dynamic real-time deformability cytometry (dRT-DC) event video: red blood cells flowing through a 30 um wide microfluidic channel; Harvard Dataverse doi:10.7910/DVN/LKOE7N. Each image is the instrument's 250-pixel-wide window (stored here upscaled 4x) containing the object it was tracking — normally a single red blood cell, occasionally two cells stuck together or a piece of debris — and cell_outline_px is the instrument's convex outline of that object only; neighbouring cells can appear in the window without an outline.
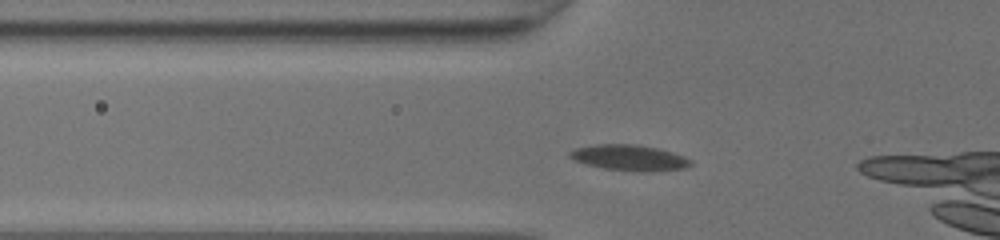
{"species": "common noctule bat (a hibernating species)", "species_latin": "Nyctalus noctula", "temperature_condition": "room temperature", "stored_images_in_passage": 41, "camera_frame_rate_fps": 3000, "um_per_image_px": 0.085, "animal": {"sex": "female", "body_mass_g": 20.0, "forearm_length_mm": 54.0}, "frame": {"image": 1, "passage_image": 8, "time_ms": 2.333, "image_size_px": [1000, 240], "cell_outline_px": [[692, 164], [684, 168], [648, 172], [640, 172], [604, 168], [588, 164], [576, 160], [568, 156], [568, 152], [576, 148], [596, 144], [636, 144], [656, 148], [672, 152], [684, 156], [692, 160]], "centroid_in_image_um": [53.52, 13.4], "position_along_channel_um": 72.3, "area_um2": 18.03}}
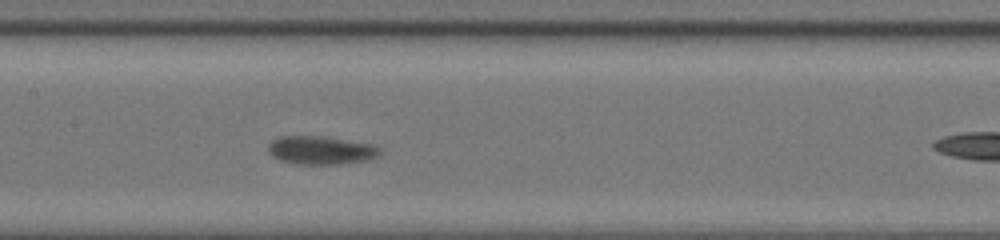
{"frame": {"image": 2, "passage_image": 16, "time_ms": 5.0, "image_size_px": [1000, 240], "cell_outline_px": [[380, 152], [376, 156], [368, 160], [340, 164], [300, 164], [280, 160], [272, 156], [268, 148], [268, 144], [276, 136], [320, 136], [372, 144], [380, 148]], "centroid_in_image_um": [27.24, 12.76], "position_along_channel_um": 180.2, "area_um2": 18.32}}
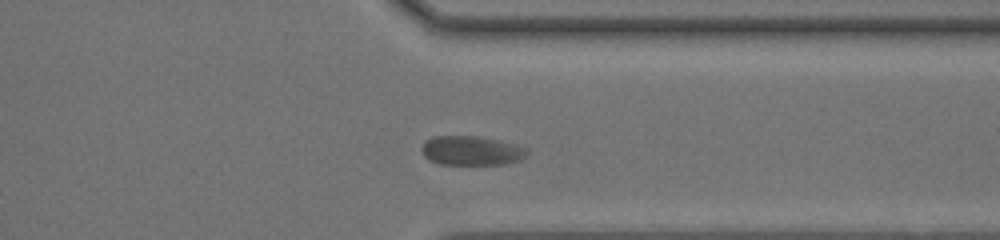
{"frame": {"image": 3, "passage_image": 30, "time_ms": 9.667, "image_size_px": [1000, 240], "cell_outline_px": [[528, 156], [520, 160], [504, 164], [440, 164], [428, 160], [424, 156], [420, 148], [432, 136], [476, 136], [516, 144], [528, 148]], "centroid_in_image_um": [40.09, 12.81], "position_along_channel_um": 371.3, "area_um2": 18.03}, "authors_computed_cell_mechanics": {"area_um2": 17.7446, "velocity_mm_per_s": 4.1097, "shape_relaxation_time_tau1_ms": 2.5213, "shape_relaxation_time_tau2_ms": null, "deformation_change_tau1": 0.0878, "deformation_change_tau2": null}}